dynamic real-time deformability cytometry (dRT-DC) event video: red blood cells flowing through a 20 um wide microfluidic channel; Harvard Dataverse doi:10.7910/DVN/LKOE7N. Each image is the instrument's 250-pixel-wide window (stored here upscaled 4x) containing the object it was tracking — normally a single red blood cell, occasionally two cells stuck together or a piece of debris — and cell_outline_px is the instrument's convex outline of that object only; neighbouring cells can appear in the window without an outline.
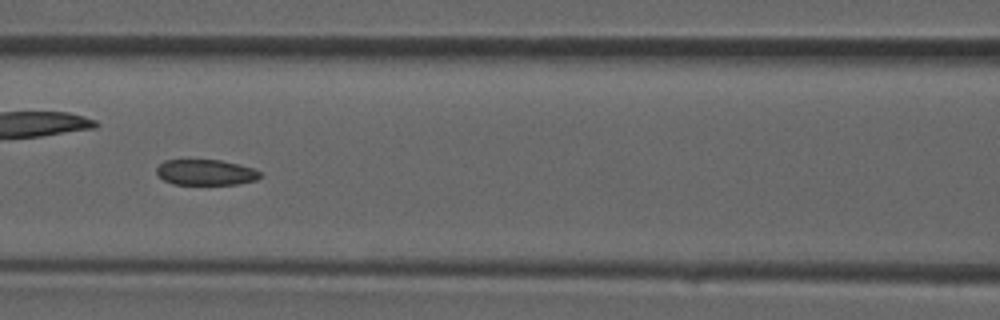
{"species": "common noctule bat (a hibernating species)", "species_latin": "Nyctalus noctula", "temperature_condition": "room temperature", "stored_images_in_passage": 37, "camera_frame_rate_fps": 3000, "um_per_image_px": 0.085, "animal": {"sex": "male", "forearm_length_mm": 52.5}, "frame": {"image": 1, "passage_image": 16, "time_ms": 5.0, "image_size_px": [1000, 320], "cell_outline_px": [[260, 176], [256, 180], [236, 184], [172, 184], [164, 180], [156, 172], [156, 168], [164, 160], [220, 160], [240, 164], [252, 168], [260, 172]], "centroid_in_image_um": [17.47, 14.64], "position_along_channel_um": 149.1, "area_um2": 15.37}}